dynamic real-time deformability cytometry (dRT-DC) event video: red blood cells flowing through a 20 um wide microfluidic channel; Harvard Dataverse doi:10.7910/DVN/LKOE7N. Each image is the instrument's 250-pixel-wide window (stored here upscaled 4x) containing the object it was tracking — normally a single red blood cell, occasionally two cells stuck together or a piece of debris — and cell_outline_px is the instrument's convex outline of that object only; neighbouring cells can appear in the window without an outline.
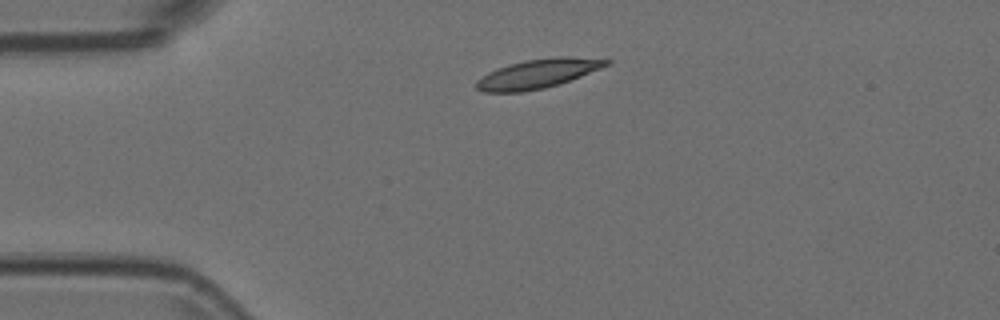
{"species": "Egyptian fruit bat (a non-hibernating species)", "species_latin": "Rousettus aegyptiacus", "temperature_condition": "room temperature", "stored_images_in_passage": 5, "camera_frame_rate_fps": 3000, "um_per_image_px": 0.085, "animal": {"sex": "female"}, "frame": {"image": 1, "passage_image": 1, "time_ms": 0.0, "image_size_px": [1000, 320], "cell_outline_px": [[612, 60], [608, 64], [600, 68], [580, 76], [544, 88], [520, 92], [484, 92], [476, 88], [476, 80], [488, 72], [508, 64], [524, 60], [556, 56], [572, 56]], "centroid_in_image_um": [45.67, 6.25], "position_along_channel_um": 39.3, "area_um2": 21.85}}